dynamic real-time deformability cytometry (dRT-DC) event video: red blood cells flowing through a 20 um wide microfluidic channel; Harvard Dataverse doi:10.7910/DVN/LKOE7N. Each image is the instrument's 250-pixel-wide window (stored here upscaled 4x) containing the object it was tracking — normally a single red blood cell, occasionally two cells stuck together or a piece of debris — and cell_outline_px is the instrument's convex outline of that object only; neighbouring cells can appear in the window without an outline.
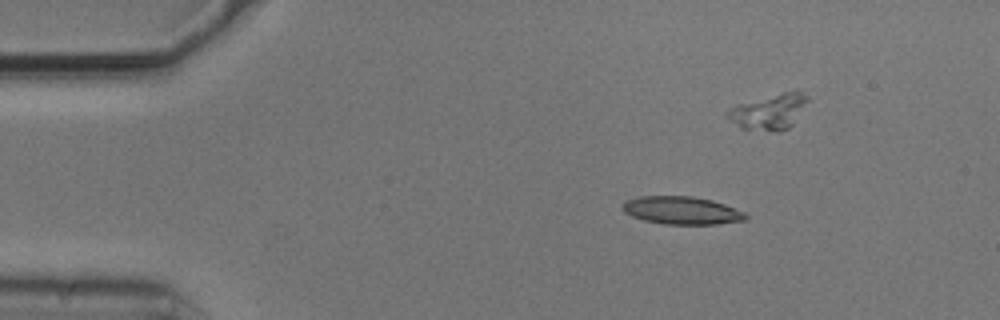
{"species": "common noctule bat (a hibernating species)", "species_latin": "Nyctalus noctula", "temperature_condition": "cold", "stored_images_in_passage": 10, "camera_frame_rate_fps": 3000, "um_per_image_px": 0.085, "animal": {"sex": "male", "body_mass_g": 20.5, "forearm_length_mm": 52.5}, "frame": {"image": 1, "passage_image": 2, "time_ms": 0.333, "image_size_px": [1000, 320], "cell_outline_px": [[748, 216], [744, 220], [716, 224], [664, 224], [644, 220], [632, 216], [624, 212], [624, 204], [628, 200], [640, 196], [692, 196], [712, 200], [724, 204], [744, 212]], "centroid_in_image_um": [57.96, 17.88], "position_along_channel_um": 27.0, "area_um2": 19.71}}
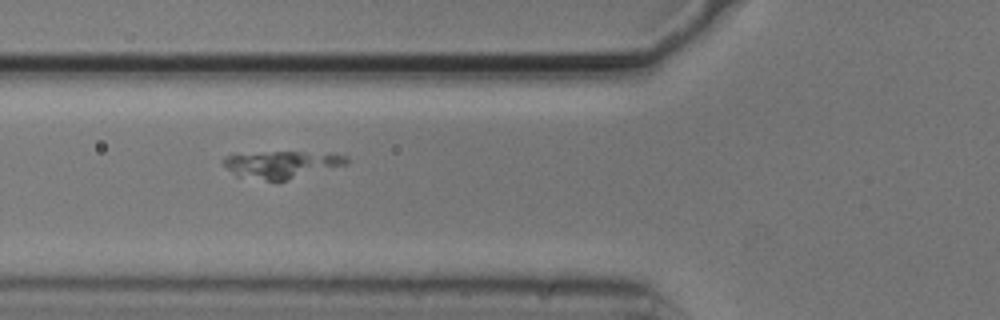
{"frame": {"image": 2, "passage_image": 6, "time_ms": 1.667, "image_size_px": [1000, 320], "cell_outline_px": [[348, 164], [288, 180], [268, 180], [236, 176], [224, 164], [224, 156], [272, 152], [328, 152], [348, 156]], "centroid_in_image_um": [24.04, 13.97], "position_along_channel_um": 101.8, "area_um2": 19.31}}
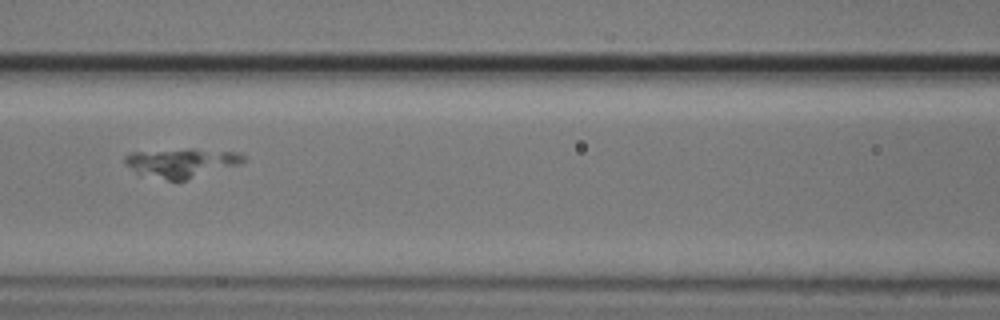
{"frame": {"image": 3, "passage_image": 7, "time_ms": 2.0, "image_size_px": [1000, 320], "cell_outline_px": [[244, 160], [240, 164], [184, 180], [168, 180], [136, 172], [124, 164], [124, 156], [132, 152], [188, 148], [192, 148], [244, 152]], "centroid_in_image_um": [15.45, 13.8], "position_along_channel_um": 151.2, "area_um2": 20.11}}